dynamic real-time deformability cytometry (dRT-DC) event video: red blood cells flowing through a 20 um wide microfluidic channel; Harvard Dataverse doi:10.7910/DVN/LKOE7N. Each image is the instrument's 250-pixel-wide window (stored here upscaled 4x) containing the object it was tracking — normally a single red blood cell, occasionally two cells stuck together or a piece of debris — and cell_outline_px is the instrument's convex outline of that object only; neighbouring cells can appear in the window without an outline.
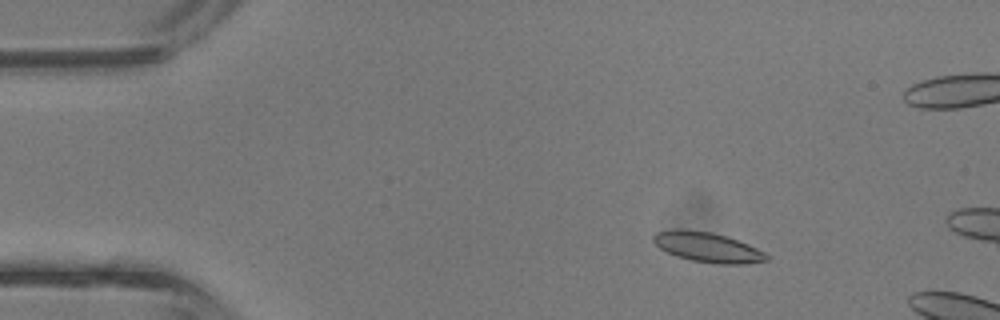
{"species": "common noctule bat (a hibernating species)", "species_latin": "Nyctalus noctula", "temperature_condition": "room temperature", "stored_images_in_passage": 3, "camera_frame_rate_fps": 3000, "um_per_image_px": 0.085, "animal": {"sex": "male", "body_mass_g": 13.3}, "frame": {"image": 1, "passage_image": 1, "time_ms": 0.0, "image_size_px": [1000, 320], "cell_outline_px": [[768, 260], [744, 264], [716, 264], [692, 260], [676, 256], [660, 248], [652, 240], [652, 236], [656, 232], [672, 228], [680, 228], [712, 232], [728, 236], [748, 244], [764, 252], [768, 256]], "centroid_in_image_um": [60.11, 20.99], "position_along_channel_um": 24.9, "area_um2": 19.88}}